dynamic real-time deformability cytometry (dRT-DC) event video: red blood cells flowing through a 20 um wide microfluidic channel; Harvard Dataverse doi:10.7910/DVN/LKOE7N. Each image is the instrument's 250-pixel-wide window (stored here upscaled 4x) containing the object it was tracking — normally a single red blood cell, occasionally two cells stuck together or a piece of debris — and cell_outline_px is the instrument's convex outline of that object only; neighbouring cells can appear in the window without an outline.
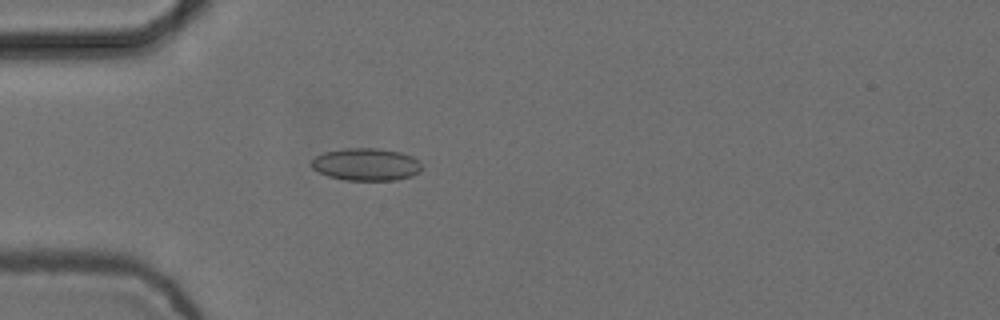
{"species": "common noctule bat (a hibernating species)", "species_latin": "Nyctalus noctula", "temperature_condition": "cold", "stored_images_in_passage": 2, "camera_frame_rate_fps": 3000, "um_per_image_px": 0.085, "animal": {"sex": "female", "body_mass_g": 24.6, "forearm_length_mm": 56.2}, "frame": {"image": 1, "passage_image": 2, "time_ms": 0.333, "image_size_px": [1000, 320], "cell_outline_px": [[420, 172], [412, 176], [396, 180], [344, 180], [328, 176], [312, 168], [312, 160], [316, 156], [324, 152], [344, 148], [376, 148], [400, 152], [412, 156], [420, 164]], "centroid_in_image_um": [31.11, 13.97], "position_along_channel_um": 53.9, "area_um2": 20.75}}